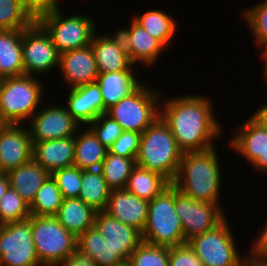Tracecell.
Listing matches in <instances>:
<instances>
[{
	"instance_id": "d590c367",
	"label": "cell",
	"mask_w": 267,
	"mask_h": 266,
	"mask_svg": "<svg viewBox=\"0 0 267 266\" xmlns=\"http://www.w3.org/2000/svg\"><path fill=\"white\" fill-rule=\"evenodd\" d=\"M29 204L11 187L0 199V225L28 219Z\"/></svg>"
},
{
	"instance_id": "8fae6325",
	"label": "cell",
	"mask_w": 267,
	"mask_h": 266,
	"mask_svg": "<svg viewBox=\"0 0 267 266\" xmlns=\"http://www.w3.org/2000/svg\"><path fill=\"white\" fill-rule=\"evenodd\" d=\"M22 57L26 75H45L59 67L60 53L49 34L36 20L22 30Z\"/></svg>"
},
{
	"instance_id": "d6a6232c",
	"label": "cell",
	"mask_w": 267,
	"mask_h": 266,
	"mask_svg": "<svg viewBox=\"0 0 267 266\" xmlns=\"http://www.w3.org/2000/svg\"><path fill=\"white\" fill-rule=\"evenodd\" d=\"M62 201L61 191L50 175L37 190L35 199L29 205L30 214L33 216H55Z\"/></svg>"
},
{
	"instance_id": "7402d4cb",
	"label": "cell",
	"mask_w": 267,
	"mask_h": 266,
	"mask_svg": "<svg viewBox=\"0 0 267 266\" xmlns=\"http://www.w3.org/2000/svg\"><path fill=\"white\" fill-rule=\"evenodd\" d=\"M236 136L230 138L229 145L239 155L253 164L256 160H265L266 129L256 123L251 117L244 121L238 129ZM231 141V142H230Z\"/></svg>"
},
{
	"instance_id": "c3c4849f",
	"label": "cell",
	"mask_w": 267,
	"mask_h": 266,
	"mask_svg": "<svg viewBox=\"0 0 267 266\" xmlns=\"http://www.w3.org/2000/svg\"><path fill=\"white\" fill-rule=\"evenodd\" d=\"M258 48H260L262 51H260V59L262 60L263 59V61H264V71H263V73H264V77L266 78V79H264V80H266V83H267V45H265V46H260V47H258ZM263 48V49H262Z\"/></svg>"
},
{
	"instance_id": "b9f144b4",
	"label": "cell",
	"mask_w": 267,
	"mask_h": 266,
	"mask_svg": "<svg viewBox=\"0 0 267 266\" xmlns=\"http://www.w3.org/2000/svg\"><path fill=\"white\" fill-rule=\"evenodd\" d=\"M23 6L36 19L43 13L60 8L58 0H21Z\"/></svg>"
},
{
	"instance_id": "f546056e",
	"label": "cell",
	"mask_w": 267,
	"mask_h": 266,
	"mask_svg": "<svg viewBox=\"0 0 267 266\" xmlns=\"http://www.w3.org/2000/svg\"><path fill=\"white\" fill-rule=\"evenodd\" d=\"M111 189L100 169L81 170V191L79 197L95 211H104Z\"/></svg>"
},
{
	"instance_id": "9c48e42d",
	"label": "cell",
	"mask_w": 267,
	"mask_h": 266,
	"mask_svg": "<svg viewBox=\"0 0 267 266\" xmlns=\"http://www.w3.org/2000/svg\"><path fill=\"white\" fill-rule=\"evenodd\" d=\"M225 218L212 230L198 234L187 241L204 266H243L247 260L239 254V248Z\"/></svg>"
},
{
	"instance_id": "6da1fadb",
	"label": "cell",
	"mask_w": 267,
	"mask_h": 266,
	"mask_svg": "<svg viewBox=\"0 0 267 266\" xmlns=\"http://www.w3.org/2000/svg\"><path fill=\"white\" fill-rule=\"evenodd\" d=\"M160 117L168 125L183 152L205 151L222 137V126L214 115L212 100L201 95L161 98Z\"/></svg>"
},
{
	"instance_id": "bcb514c9",
	"label": "cell",
	"mask_w": 267,
	"mask_h": 266,
	"mask_svg": "<svg viewBox=\"0 0 267 266\" xmlns=\"http://www.w3.org/2000/svg\"><path fill=\"white\" fill-rule=\"evenodd\" d=\"M254 169V171L256 170L263 173V174H267V129H266V148H265V160H256L252 165Z\"/></svg>"
},
{
	"instance_id": "4dcf8cb0",
	"label": "cell",
	"mask_w": 267,
	"mask_h": 266,
	"mask_svg": "<svg viewBox=\"0 0 267 266\" xmlns=\"http://www.w3.org/2000/svg\"><path fill=\"white\" fill-rule=\"evenodd\" d=\"M132 19L169 49L171 39H174L172 37L177 31V23L170 14L160 9H152L142 15L136 14Z\"/></svg>"
},
{
	"instance_id": "9a60e30c",
	"label": "cell",
	"mask_w": 267,
	"mask_h": 266,
	"mask_svg": "<svg viewBox=\"0 0 267 266\" xmlns=\"http://www.w3.org/2000/svg\"><path fill=\"white\" fill-rule=\"evenodd\" d=\"M59 69L67 89L94 83L99 71L91 44L61 53Z\"/></svg>"
},
{
	"instance_id": "83f0119b",
	"label": "cell",
	"mask_w": 267,
	"mask_h": 266,
	"mask_svg": "<svg viewBox=\"0 0 267 266\" xmlns=\"http://www.w3.org/2000/svg\"><path fill=\"white\" fill-rule=\"evenodd\" d=\"M77 248L89 254L97 266L126 265L119 257V251H115L106 243L104 237L95 226L89 228L77 238Z\"/></svg>"
},
{
	"instance_id": "f907efd6",
	"label": "cell",
	"mask_w": 267,
	"mask_h": 266,
	"mask_svg": "<svg viewBox=\"0 0 267 266\" xmlns=\"http://www.w3.org/2000/svg\"><path fill=\"white\" fill-rule=\"evenodd\" d=\"M260 266H267V257L256 261Z\"/></svg>"
},
{
	"instance_id": "ba28073f",
	"label": "cell",
	"mask_w": 267,
	"mask_h": 266,
	"mask_svg": "<svg viewBox=\"0 0 267 266\" xmlns=\"http://www.w3.org/2000/svg\"><path fill=\"white\" fill-rule=\"evenodd\" d=\"M60 11V8L54 9L36 18L58 52L61 54L90 45L97 31L94 19L84 14L64 17L65 14Z\"/></svg>"
},
{
	"instance_id": "2e32d148",
	"label": "cell",
	"mask_w": 267,
	"mask_h": 266,
	"mask_svg": "<svg viewBox=\"0 0 267 266\" xmlns=\"http://www.w3.org/2000/svg\"><path fill=\"white\" fill-rule=\"evenodd\" d=\"M94 226L106 243L115 251H119V257L126 264L131 253L142 242V236L138 230L113 218L105 211L96 212Z\"/></svg>"
},
{
	"instance_id": "30bf717a",
	"label": "cell",
	"mask_w": 267,
	"mask_h": 266,
	"mask_svg": "<svg viewBox=\"0 0 267 266\" xmlns=\"http://www.w3.org/2000/svg\"><path fill=\"white\" fill-rule=\"evenodd\" d=\"M0 266H42L32 238L31 216L0 225Z\"/></svg>"
},
{
	"instance_id": "1f68e13d",
	"label": "cell",
	"mask_w": 267,
	"mask_h": 266,
	"mask_svg": "<svg viewBox=\"0 0 267 266\" xmlns=\"http://www.w3.org/2000/svg\"><path fill=\"white\" fill-rule=\"evenodd\" d=\"M136 158L120 157L108 153L100 167L102 175L111 190L125 189Z\"/></svg>"
},
{
	"instance_id": "cb8c5ba5",
	"label": "cell",
	"mask_w": 267,
	"mask_h": 266,
	"mask_svg": "<svg viewBox=\"0 0 267 266\" xmlns=\"http://www.w3.org/2000/svg\"><path fill=\"white\" fill-rule=\"evenodd\" d=\"M10 187L13 188L29 205L35 199L37 190L51 175L33 159L7 173Z\"/></svg>"
},
{
	"instance_id": "60d3db41",
	"label": "cell",
	"mask_w": 267,
	"mask_h": 266,
	"mask_svg": "<svg viewBox=\"0 0 267 266\" xmlns=\"http://www.w3.org/2000/svg\"><path fill=\"white\" fill-rule=\"evenodd\" d=\"M169 266H204V264L188 243H185L169 248Z\"/></svg>"
},
{
	"instance_id": "7dc6e473",
	"label": "cell",
	"mask_w": 267,
	"mask_h": 266,
	"mask_svg": "<svg viewBox=\"0 0 267 266\" xmlns=\"http://www.w3.org/2000/svg\"><path fill=\"white\" fill-rule=\"evenodd\" d=\"M9 187H10V182L7 174L2 173L0 175V199L4 196Z\"/></svg>"
},
{
	"instance_id": "f35d334b",
	"label": "cell",
	"mask_w": 267,
	"mask_h": 266,
	"mask_svg": "<svg viewBox=\"0 0 267 266\" xmlns=\"http://www.w3.org/2000/svg\"><path fill=\"white\" fill-rule=\"evenodd\" d=\"M88 127L107 149L124 132L123 128L106 114L99 115Z\"/></svg>"
},
{
	"instance_id": "3957f363",
	"label": "cell",
	"mask_w": 267,
	"mask_h": 266,
	"mask_svg": "<svg viewBox=\"0 0 267 266\" xmlns=\"http://www.w3.org/2000/svg\"><path fill=\"white\" fill-rule=\"evenodd\" d=\"M183 151L159 116L142 134L136 165L157 172L171 183L176 178Z\"/></svg>"
},
{
	"instance_id": "484cf974",
	"label": "cell",
	"mask_w": 267,
	"mask_h": 266,
	"mask_svg": "<svg viewBox=\"0 0 267 266\" xmlns=\"http://www.w3.org/2000/svg\"><path fill=\"white\" fill-rule=\"evenodd\" d=\"M24 74L22 30H0V79Z\"/></svg>"
},
{
	"instance_id": "f6af8a7d",
	"label": "cell",
	"mask_w": 267,
	"mask_h": 266,
	"mask_svg": "<svg viewBox=\"0 0 267 266\" xmlns=\"http://www.w3.org/2000/svg\"><path fill=\"white\" fill-rule=\"evenodd\" d=\"M267 104V103H266ZM263 105L256 110L250 117L260 126L267 129V105Z\"/></svg>"
},
{
	"instance_id": "ee69618b",
	"label": "cell",
	"mask_w": 267,
	"mask_h": 266,
	"mask_svg": "<svg viewBox=\"0 0 267 266\" xmlns=\"http://www.w3.org/2000/svg\"><path fill=\"white\" fill-rule=\"evenodd\" d=\"M59 266H97L92 257L76 248L75 252L65 259Z\"/></svg>"
},
{
	"instance_id": "277c9868",
	"label": "cell",
	"mask_w": 267,
	"mask_h": 266,
	"mask_svg": "<svg viewBox=\"0 0 267 266\" xmlns=\"http://www.w3.org/2000/svg\"><path fill=\"white\" fill-rule=\"evenodd\" d=\"M43 81L30 75L0 79V124H24L40 109Z\"/></svg>"
},
{
	"instance_id": "7a4b0ae2",
	"label": "cell",
	"mask_w": 267,
	"mask_h": 266,
	"mask_svg": "<svg viewBox=\"0 0 267 266\" xmlns=\"http://www.w3.org/2000/svg\"><path fill=\"white\" fill-rule=\"evenodd\" d=\"M216 151L213 147L205 151L183 152L172 184L188 197L221 206L222 166Z\"/></svg>"
},
{
	"instance_id": "ab89813d",
	"label": "cell",
	"mask_w": 267,
	"mask_h": 266,
	"mask_svg": "<svg viewBox=\"0 0 267 266\" xmlns=\"http://www.w3.org/2000/svg\"><path fill=\"white\" fill-rule=\"evenodd\" d=\"M140 138V133L124 131L108 148V153L120 157L136 158L139 151Z\"/></svg>"
},
{
	"instance_id": "8d00e7d4",
	"label": "cell",
	"mask_w": 267,
	"mask_h": 266,
	"mask_svg": "<svg viewBox=\"0 0 267 266\" xmlns=\"http://www.w3.org/2000/svg\"><path fill=\"white\" fill-rule=\"evenodd\" d=\"M243 12V17L254 36L257 47L267 45V0L260 1Z\"/></svg>"
},
{
	"instance_id": "836d02e7",
	"label": "cell",
	"mask_w": 267,
	"mask_h": 266,
	"mask_svg": "<svg viewBox=\"0 0 267 266\" xmlns=\"http://www.w3.org/2000/svg\"><path fill=\"white\" fill-rule=\"evenodd\" d=\"M35 20L21 0H0V30H23Z\"/></svg>"
},
{
	"instance_id": "7c38bea8",
	"label": "cell",
	"mask_w": 267,
	"mask_h": 266,
	"mask_svg": "<svg viewBox=\"0 0 267 266\" xmlns=\"http://www.w3.org/2000/svg\"><path fill=\"white\" fill-rule=\"evenodd\" d=\"M222 206L197 201L175 187V211L179 215L185 240L212 230L227 216Z\"/></svg>"
},
{
	"instance_id": "d6986e66",
	"label": "cell",
	"mask_w": 267,
	"mask_h": 266,
	"mask_svg": "<svg viewBox=\"0 0 267 266\" xmlns=\"http://www.w3.org/2000/svg\"><path fill=\"white\" fill-rule=\"evenodd\" d=\"M129 27V28H128ZM127 29H119L122 35L129 59L135 65L140 62L147 66L156 65L159 55L167 48L156 38L151 36L145 28L137 24L133 19Z\"/></svg>"
},
{
	"instance_id": "ffe728a7",
	"label": "cell",
	"mask_w": 267,
	"mask_h": 266,
	"mask_svg": "<svg viewBox=\"0 0 267 266\" xmlns=\"http://www.w3.org/2000/svg\"><path fill=\"white\" fill-rule=\"evenodd\" d=\"M66 98L68 112L80 125H89L107 111L96 82L70 88Z\"/></svg>"
},
{
	"instance_id": "681fc988",
	"label": "cell",
	"mask_w": 267,
	"mask_h": 266,
	"mask_svg": "<svg viewBox=\"0 0 267 266\" xmlns=\"http://www.w3.org/2000/svg\"><path fill=\"white\" fill-rule=\"evenodd\" d=\"M243 266H260V265L257 262H254V261L247 259L244 262Z\"/></svg>"
},
{
	"instance_id": "4316f807",
	"label": "cell",
	"mask_w": 267,
	"mask_h": 266,
	"mask_svg": "<svg viewBox=\"0 0 267 266\" xmlns=\"http://www.w3.org/2000/svg\"><path fill=\"white\" fill-rule=\"evenodd\" d=\"M81 131L79 128L75 135L73 165L81 170L100 169L108 149L97 139L90 128H84Z\"/></svg>"
},
{
	"instance_id": "603a6c76",
	"label": "cell",
	"mask_w": 267,
	"mask_h": 266,
	"mask_svg": "<svg viewBox=\"0 0 267 266\" xmlns=\"http://www.w3.org/2000/svg\"><path fill=\"white\" fill-rule=\"evenodd\" d=\"M134 69L119 72L99 73L96 83L100 87L105 109L117 104L133 93L143 82L135 77Z\"/></svg>"
},
{
	"instance_id": "e575fe53",
	"label": "cell",
	"mask_w": 267,
	"mask_h": 266,
	"mask_svg": "<svg viewBox=\"0 0 267 266\" xmlns=\"http://www.w3.org/2000/svg\"><path fill=\"white\" fill-rule=\"evenodd\" d=\"M128 266H169V247L142 241L131 253Z\"/></svg>"
},
{
	"instance_id": "f1b7e54d",
	"label": "cell",
	"mask_w": 267,
	"mask_h": 266,
	"mask_svg": "<svg viewBox=\"0 0 267 266\" xmlns=\"http://www.w3.org/2000/svg\"><path fill=\"white\" fill-rule=\"evenodd\" d=\"M171 184L163 175L136 165L132 169L125 189L141 199L151 201Z\"/></svg>"
},
{
	"instance_id": "e0dca14e",
	"label": "cell",
	"mask_w": 267,
	"mask_h": 266,
	"mask_svg": "<svg viewBox=\"0 0 267 266\" xmlns=\"http://www.w3.org/2000/svg\"><path fill=\"white\" fill-rule=\"evenodd\" d=\"M97 34L93 36L91 47L99 73L135 69L129 59L124 39L118 31L115 34Z\"/></svg>"
},
{
	"instance_id": "74e56055",
	"label": "cell",
	"mask_w": 267,
	"mask_h": 266,
	"mask_svg": "<svg viewBox=\"0 0 267 266\" xmlns=\"http://www.w3.org/2000/svg\"><path fill=\"white\" fill-rule=\"evenodd\" d=\"M61 191L63 199L78 198L81 191V169L70 166L51 174Z\"/></svg>"
},
{
	"instance_id": "d4e9b609",
	"label": "cell",
	"mask_w": 267,
	"mask_h": 266,
	"mask_svg": "<svg viewBox=\"0 0 267 266\" xmlns=\"http://www.w3.org/2000/svg\"><path fill=\"white\" fill-rule=\"evenodd\" d=\"M97 211L80 198L63 199L62 205L54 216L75 237L94 226Z\"/></svg>"
},
{
	"instance_id": "5b68a950",
	"label": "cell",
	"mask_w": 267,
	"mask_h": 266,
	"mask_svg": "<svg viewBox=\"0 0 267 266\" xmlns=\"http://www.w3.org/2000/svg\"><path fill=\"white\" fill-rule=\"evenodd\" d=\"M141 236L144 242L169 248L187 243L180 217L175 211L173 184L149 201L147 222Z\"/></svg>"
},
{
	"instance_id": "52a82bcc",
	"label": "cell",
	"mask_w": 267,
	"mask_h": 266,
	"mask_svg": "<svg viewBox=\"0 0 267 266\" xmlns=\"http://www.w3.org/2000/svg\"><path fill=\"white\" fill-rule=\"evenodd\" d=\"M32 238L42 266H59L77 248V237L54 216L31 215Z\"/></svg>"
},
{
	"instance_id": "ac0fdd59",
	"label": "cell",
	"mask_w": 267,
	"mask_h": 266,
	"mask_svg": "<svg viewBox=\"0 0 267 266\" xmlns=\"http://www.w3.org/2000/svg\"><path fill=\"white\" fill-rule=\"evenodd\" d=\"M149 201L141 199L126 189L111 190L105 212L141 234L148 217Z\"/></svg>"
},
{
	"instance_id": "4fadbf2b",
	"label": "cell",
	"mask_w": 267,
	"mask_h": 266,
	"mask_svg": "<svg viewBox=\"0 0 267 266\" xmlns=\"http://www.w3.org/2000/svg\"><path fill=\"white\" fill-rule=\"evenodd\" d=\"M53 105V106H52ZM32 143L75 136L81 125L64 105L43 106L29 119Z\"/></svg>"
},
{
	"instance_id": "8992f818",
	"label": "cell",
	"mask_w": 267,
	"mask_h": 266,
	"mask_svg": "<svg viewBox=\"0 0 267 266\" xmlns=\"http://www.w3.org/2000/svg\"><path fill=\"white\" fill-rule=\"evenodd\" d=\"M142 83L133 93L106 111L124 131L142 134L159 116L161 93Z\"/></svg>"
},
{
	"instance_id": "5bb4252c",
	"label": "cell",
	"mask_w": 267,
	"mask_h": 266,
	"mask_svg": "<svg viewBox=\"0 0 267 266\" xmlns=\"http://www.w3.org/2000/svg\"><path fill=\"white\" fill-rule=\"evenodd\" d=\"M26 127H23V124H0V171L2 173H7L32 160L33 143L28 126Z\"/></svg>"
},
{
	"instance_id": "7bdbcfd3",
	"label": "cell",
	"mask_w": 267,
	"mask_h": 266,
	"mask_svg": "<svg viewBox=\"0 0 267 266\" xmlns=\"http://www.w3.org/2000/svg\"><path fill=\"white\" fill-rule=\"evenodd\" d=\"M258 236L247 255V259L254 262L267 257V224Z\"/></svg>"
},
{
	"instance_id": "44dd1931",
	"label": "cell",
	"mask_w": 267,
	"mask_h": 266,
	"mask_svg": "<svg viewBox=\"0 0 267 266\" xmlns=\"http://www.w3.org/2000/svg\"><path fill=\"white\" fill-rule=\"evenodd\" d=\"M75 136L33 143L32 159L50 174L73 166Z\"/></svg>"
}]
</instances>
